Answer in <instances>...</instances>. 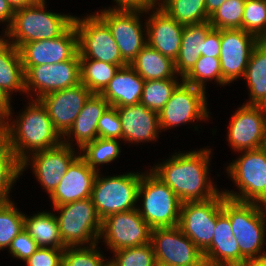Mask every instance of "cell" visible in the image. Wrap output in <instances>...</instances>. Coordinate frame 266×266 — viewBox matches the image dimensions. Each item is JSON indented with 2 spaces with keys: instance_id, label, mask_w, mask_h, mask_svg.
Returning <instances> with one entry per match:
<instances>
[{
  "instance_id": "55",
  "label": "cell",
  "mask_w": 266,
  "mask_h": 266,
  "mask_svg": "<svg viewBox=\"0 0 266 266\" xmlns=\"http://www.w3.org/2000/svg\"><path fill=\"white\" fill-rule=\"evenodd\" d=\"M202 266H220V265H210V264L204 263Z\"/></svg>"
},
{
  "instance_id": "7",
  "label": "cell",
  "mask_w": 266,
  "mask_h": 266,
  "mask_svg": "<svg viewBox=\"0 0 266 266\" xmlns=\"http://www.w3.org/2000/svg\"><path fill=\"white\" fill-rule=\"evenodd\" d=\"M60 212L57 217L62 242L66 247L89 246L98 243L102 219L91 198L54 206Z\"/></svg>"
},
{
  "instance_id": "32",
  "label": "cell",
  "mask_w": 266,
  "mask_h": 266,
  "mask_svg": "<svg viewBox=\"0 0 266 266\" xmlns=\"http://www.w3.org/2000/svg\"><path fill=\"white\" fill-rule=\"evenodd\" d=\"M119 66L93 59H80V82L92 93L100 94L113 79Z\"/></svg>"
},
{
  "instance_id": "26",
  "label": "cell",
  "mask_w": 266,
  "mask_h": 266,
  "mask_svg": "<svg viewBox=\"0 0 266 266\" xmlns=\"http://www.w3.org/2000/svg\"><path fill=\"white\" fill-rule=\"evenodd\" d=\"M109 106L101 94L92 93L85 101L72 127L64 136L70 137L71 133L74 134L79 149H82L87 143L93 142L98 138V120Z\"/></svg>"
},
{
  "instance_id": "39",
  "label": "cell",
  "mask_w": 266,
  "mask_h": 266,
  "mask_svg": "<svg viewBox=\"0 0 266 266\" xmlns=\"http://www.w3.org/2000/svg\"><path fill=\"white\" fill-rule=\"evenodd\" d=\"M246 0H226L213 14L209 23L214 29H242Z\"/></svg>"
},
{
  "instance_id": "17",
  "label": "cell",
  "mask_w": 266,
  "mask_h": 266,
  "mask_svg": "<svg viewBox=\"0 0 266 266\" xmlns=\"http://www.w3.org/2000/svg\"><path fill=\"white\" fill-rule=\"evenodd\" d=\"M229 144L234 150L258 149L266 143V111L261 105H243L232 116Z\"/></svg>"
},
{
  "instance_id": "4",
  "label": "cell",
  "mask_w": 266,
  "mask_h": 266,
  "mask_svg": "<svg viewBox=\"0 0 266 266\" xmlns=\"http://www.w3.org/2000/svg\"><path fill=\"white\" fill-rule=\"evenodd\" d=\"M222 210L230 219L240 249V266L248 260L265 257L266 252L261 250L266 231L262 204L229 199L223 193Z\"/></svg>"
},
{
  "instance_id": "6",
  "label": "cell",
  "mask_w": 266,
  "mask_h": 266,
  "mask_svg": "<svg viewBox=\"0 0 266 266\" xmlns=\"http://www.w3.org/2000/svg\"><path fill=\"white\" fill-rule=\"evenodd\" d=\"M244 152L242 157L227 167V172L237 184L240 194L232 191L223 193L229 199L259 203L266 207V147Z\"/></svg>"
},
{
  "instance_id": "19",
  "label": "cell",
  "mask_w": 266,
  "mask_h": 266,
  "mask_svg": "<svg viewBox=\"0 0 266 266\" xmlns=\"http://www.w3.org/2000/svg\"><path fill=\"white\" fill-rule=\"evenodd\" d=\"M23 65L56 64L72 59L78 52V32L73 24L58 38L38 40L19 48Z\"/></svg>"
},
{
  "instance_id": "10",
  "label": "cell",
  "mask_w": 266,
  "mask_h": 266,
  "mask_svg": "<svg viewBox=\"0 0 266 266\" xmlns=\"http://www.w3.org/2000/svg\"><path fill=\"white\" fill-rule=\"evenodd\" d=\"M150 242L157 266H202V252L179 226L151 230Z\"/></svg>"
},
{
  "instance_id": "51",
  "label": "cell",
  "mask_w": 266,
  "mask_h": 266,
  "mask_svg": "<svg viewBox=\"0 0 266 266\" xmlns=\"http://www.w3.org/2000/svg\"><path fill=\"white\" fill-rule=\"evenodd\" d=\"M14 9L25 7L36 3L38 0H7Z\"/></svg>"
},
{
  "instance_id": "46",
  "label": "cell",
  "mask_w": 266,
  "mask_h": 266,
  "mask_svg": "<svg viewBox=\"0 0 266 266\" xmlns=\"http://www.w3.org/2000/svg\"><path fill=\"white\" fill-rule=\"evenodd\" d=\"M220 46V29L211 28L205 36V42L203 43V56L219 58L221 51Z\"/></svg>"
},
{
  "instance_id": "3",
  "label": "cell",
  "mask_w": 266,
  "mask_h": 266,
  "mask_svg": "<svg viewBox=\"0 0 266 266\" xmlns=\"http://www.w3.org/2000/svg\"><path fill=\"white\" fill-rule=\"evenodd\" d=\"M74 16L62 15L45 10V0L17 8L5 35L16 48L38 40L58 38L73 24Z\"/></svg>"
},
{
  "instance_id": "45",
  "label": "cell",
  "mask_w": 266,
  "mask_h": 266,
  "mask_svg": "<svg viewBox=\"0 0 266 266\" xmlns=\"http://www.w3.org/2000/svg\"><path fill=\"white\" fill-rule=\"evenodd\" d=\"M38 248L36 241L24 229L11 241L9 251L14 257L25 261Z\"/></svg>"
},
{
  "instance_id": "36",
  "label": "cell",
  "mask_w": 266,
  "mask_h": 266,
  "mask_svg": "<svg viewBox=\"0 0 266 266\" xmlns=\"http://www.w3.org/2000/svg\"><path fill=\"white\" fill-rule=\"evenodd\" d=\"M216 80L220 85L228 84L222 76L219 58L200 56L192 69L182 78L185 83L205 90V81Z\"/></svg>"
},
{
  "instance_id": "31",
  "label": "cell",
  "mask_w": 266,
  "mask_h": 266,
  "mask_svg": "<svg viewBox=\"0 0 266 266\" xmlns=\"http://www.w3.org/2000/svg\"><path fill=\"white\" fill-rule=\"evenodd\" d=\"M243 77L250 90L247 105H261L266 100V40L254 48Z\"/></svg>"
},
{
  "instance_id": "23",
  "label": "cell",
  "mask_w": 266,
  "mask_h": 266,
  "mask_svg": "<svg viewBox=\"0 0 266 266\" xmlns=\"http://www.w3.org/2000/svg\"><path fill=\"white\" fill-rule=\"evenodd\" d=\"M122 125V139L129 142H146L157 139L159 115L141 102L116 107Z\"/></svg>"
},
{
  "instance_id": "21",
  "label": "cell",
  "mask_w": 266,
  "mask_h": 266,
  "mask_svg": "<svg viewBox=\"0 0 266 266\" xmlns=\"http://www.w3.org/2000/svg\"><path fill=\"white\" fill-rule=\"evenodd\" d=\"M98 171L88 166L85 159L78 157L70 164L66 173L50 198L54 206L91 198V192Z\"/></svg>"
},
{
  "instance_id": "12",
  "label": "cell",
  "mask_w": 266,
  "mask_h": 266,
  "mask_svg": "<svg viewBox=\"0 0 266 266\" xmlns=\"http://www.w3.org/2000/svg\"><path fill=\"white\" fill-rule=\"evenodd\" d=\"M26 93L37 90L38 98L80 84L79 52L70 60L56 64L23 65Z\"/></svg>"
},
{
  "instance_id": "52",
  "label": "cell",
  "mask_w": 266,
  "mask_h": 266,
  "mask_svg": "<svg viewBox=\"0 0 266 266\" xmlns=\"http://www.w3.org/2000/svg\"><path fill=\"white\" fill-rule=\"evenodd\" d=\"M242 266H266V256L262 258L248 260Z\"/></svg>"
},
{
  "instance_id": "18",
  "label": "cell",
  "mask_w": 266,
  "mask_h": 266,
  "mask_svg": "<svg viewBox=\"0 0 266 266\" xmlns=\"http://www.w3.org/2000/svg\"><path fill=\"white\" fill-rule=\"evenodd\" d=\"M92 92L82 83L49 93L38 99L45 107L54 128L64 137Z\"/></svg>"
},
{
  "instance_id": "11",
  "label": "cell",
  "mask_w": 266,
  "mask_h": 266,
  "mask_svg": "<svg viewBox=\"0 0 266 266\" xmlns=\"http://www.w3.org/2000/svg\"><path fill=\"white\" fill-rule=\"evenodd\" d=\"M222 204L223 192L207 201L181 204L178 226L202 253L211 245Z\"/></svg>"
},
{
  "instance_id": "24",
  "label": "cell",
  "mask_w": 266,
  "mask_h": 266,
  "mask_svg": "<svg viewBox=\"0 0 266 266\" xmlns=\"http://www.w3.org/2000/svg\"><path fill=\"white\" fill-rule=\"evenodd\" d=\"M202 254L204 262L210 265L240 266V249L230 219L222 209L217 213L211 245Z\"/></svg>"
},
{
  "instance_id": "41",
  "label": "cell",
  "mask_w": 266,
  "mask_h": 266,
  "mask_svg": "<svg viewBox=\"0 0 266 266\" xmlns=\"http://www.w3.org/2000/svg\"><path fill=\"white\" fill-rule=\"evenodd\" d=\"M242 29L266 40V0H246Z\"/></svg>"
},
{
  "instance_id": "30",
  "label": "cell",
  "mask_w": 266,
  "mask_h": 266,
  "mask_svg": "<svg viewBox=\"0 0 266 266\" xmlns=\"http://www.w3.org/2000/svg\"><path fill=\"white\" fill-rule=\"evenodd\" d=\"M24 228L36 241L38 247L65 249L60 235L57 216L41 212L32 217H24Z\"/></svg>"
},
{
  "instance_id": "33",
  "label": "cell",
  "mask_w": 266,
  "mask_h": 266,
  "mask_svg": "<svg viewBox=\"0 0 266 266\" xmlns=\"http://www.w3.org/2000/svg\"><path fill=\"white\" fill-rule=\"evenodd\" d=\"M160 7L182 25L209 21L205 0H163Z\"/></svg>"
},
{
  "instance_id": "22",
  "label": "cell",
  "mask_w": 266,
  "mask_h": 266,
  "mask_svg": "<svg viewBox=\"0 0 266 266\" xmlns=\"http://www.w3.org/2000/svg\"><path fill=\"white\" fill-rule=\"evenodd\" d=\"M146 24L147 44L175 61L181 47L184 25L176 22L160 6L153 11Z\"/></svg>"
},
{
  "instance_id": "16",
  "label": "cell",
  "mask_w": 266,
  "mask_h": 266,
  "mask_svg": "<svg viewBox=\"0 0 266 266\" xmlns=\"http://www.w3.org/2000/svg\"><path fill=\"white\" fill-rule=\"evenodd\" d=\"M143 11L105 9L97 14L109 27L122 58L128 63L147 45L139 19ZM139 15V16H138Z\"/></svg>"
},
{
  "instance_id": "43",
  "label": "cell",
  "mask_w": 266,
  "mask_h": 266,
  "mask_svg": "<svg viewBox=\"0 0 266 266\" xmlns=\"http://www.w3.org/2000/svg\"><path fill=\"white\" fill-rule=\"evenodd\" d=\"M98 137L122 139V125L117 108L109 106L98 120Z\"/></svg>"
},
{
  "instance_id": "48",
  "label": "cell",
  "mask_w": 266,
  "mask_h": 266,
  "mask_svg": "<svg viewBox=\"0 0 266 266\" xmlns=\"http://www.w3.org/2000/svg\"><path fill=\"white\" fill-rule=\"evenodd\" d=\"M15 13V9L7 0H0V22H8L9 25L13 20V15Z\"/></svg>"
},
{
  "instance_id": "34",
  "label": "cell",
  "mask_w": 266,
  "mask_h": 266,
  "mask_svg": "<svg viewBox=\"0 0 266 266\" xmlns=\"http://www.w3.org/2000/svg\"><path fill=\"white\" fill-rule=\"evenodd\" d=\"M21 163L17 160L8 140L0 137V204L9 201V190L21 174Z\"/></svg>"
},
{
  "instance_id": "47",
  "label": "cell",
  "mask_w": 266,
  "mask_h": 266,
  "mask_svg": "<svg viewBox=\"0 0 266 266\" xmlns=\"http://www.w3.org/2000/svg\"><path fill=\"white\" fill-rule=\"evenodd\" d=\"M118 7L110 10L144 11L149 12L155 4L151 0H114Z\"/></svg>"
},
{
  "instance_id": "14",
  "label": "cell",
  "mask_w": 266,
  "mask_h": 266,
  "mask_svg": "<svg viewBox=\"0 0 266 266\" xmlns=\"http://www.w3.org/2000/svg\"><path fill=\"white\" fill-rule=\"evenodd\" d=\"M181 81L182 83L176 87L169 101L158 113L160 129L209 118L204 89Z\"/></svg>"
},
{
  "instance_id": "8",
  "label": "cell",
  "mask_w": 266,
  "mask_h": 266,
  "mask_svg": "<svg viewBox=\"0 0 266 266\" xmlns=\"http://www.w3.org/2000/svg\"><path fill=\"white\" fill-rule=\"evenodd\" d=\"M140 173H128L112 177H100L97 173L91 200L99 217L103 220L113 213H120L137 208L138 186Z\"/></svg>"
},
{
  "instance_id": "35",
  "label": "cell",
  "mask_w": 266,
  "mask_h": 266,
  "mask_svg": "<svg viewBox=\"0 0 266 266\" xmlns=\"http://www.w3.org/2000/svg\"><path fill=\"white\" fill-rule=\"evenodd\" d=\"M177 79L146 80L140 102L159 113L179 85Z\"/></svg>"
},
{
  "instance_id": "13",
  "label": "cell",
  "mask_w": 266,
  "mask_h": 266,
  "mask_svg": "<svg viewBox=\"0 0 266 266\" xmlns=\"http://www.w3.org/2000/svg\"><path fill=\"white\" fill-rule=\"evenodd\" d=\"M151 228L140 216L138 208L113 213L102 220L100 238L103 236L113 252L150 243Z\"/></svg>"
},
{
  "instance_id": "27",
  "label": "cell",
  "mask_w": 266,
  "mask_h": 266,
  "mask_svg": "<svg viewBox=\"0 0 266 266\" xmlns=\"http://www.w3.org/2000/svg\"><path fill=\"white\" fill-rule=\"evenodd\" d=\"M0 37V92L10 102V92L25 91V72L18 48Z\"/></svg>"
},
{
  "instance_id": "20",
  "label": "cell",
  "mask_w": 266,
  "mask_h": 266,
  "mask_svg": "<svg viewBox=\"0 0 266 266\" xmlns=\"http://www.w3.org/2000/svg\"><path fill=\"white\" fill-rule=\"evenodd\" d=\"M71 143L64 141L53 148L33 153L31 157L34 174L49 195L59 185L70 164L78 157Z\"/></svg>"
},
{
  "instance_id": "1",
  "label": "cell",
  "mask_w": 266,
  "mask_h": 266,
  "mask_svg": "<svg viewBox=\"0 0 266 266\" xmlns=\"http://www.w3.org/2000/svg\"><path fill=\"white\" fill-rule=\"evenodd\" d=\"M210 153L208 149L179 153L151 171L173 190L181 203L207 201L220 193L208 180Z\"/></svg>"
},
{
  "instance_id": "38",
  "label": "cell",
  "mask_w": 266,
  "mask_h": 266,
  "mask_svg": "<svg viewBox=\"0 0 266 266\" xmlns=\"http://www.w3.org/2000/svg\"><path fill=\"white\" fill-rule=\"evenodd\" d=\"M24 217L11 201L0 204V250L9 248L11 241L25 229Z\"/></svg>"
},
{
  "instance_id": "29",
  "label": "cell",
  "mask_w": 266,
  "mask_h": 266,
  "mask_svg": "<svg viewBox=\"0 0 266 266\" xmlns=\"http://www.w3.org/2000/svg\"><path fill=\"white\" fill-rule=\"evenodd\" d=\"M130 66L146 81L175 79L174 61L150 45H146L131 62Z\"/></svg>"
},
{
  "instance_id": "5",
  "label": "cell",
  "mask_w": 266,
  "mask_h": 266,
  "mask_svg": "<svg viewBox=\"0 0 266 266\" xmlns=\"http://www.w3.org/2000/svg\"><path fill=\"white\" fill-rule=\"evenodd\" d=\"M143 196L140 216L151 229L178 226L181 201L173 190L152 171L141 175L137 199Z\"/></svg>"
},
{
  "instance_id": "42",
  "label": "cell",
  "mask_w": 266,
  "mask_h": 266,
  "mask_svg": "<svg viewBox=\"0 0 266 266\" xmlns=\"http://www.w3.org/2000/svg\"><path fill=\"white\" fill-rule=\"evenodd\" d=\"M96 245L90 247H66L63 254V266H109V261L103 260L102 254L96 250Z\"/></svg>"
},
{
  "instance_id": "40",
  "label": "cell",
  "mask_w": 266,
  "mask_h": 266,
  "mask_svg": "<svg viewBox=\"0 0 266 266\" xmlns=\"http://www.w3.org/2000/svg\"><path fill=\"white\" fill-rule=\"evenodd\" d=\"M115 259L109 266H157L154 249L150 243L114 251Z\"/></svg>"
},
{
  "instance_id": "28",
  "label": "cell",
  "mask_w": 266,
  "mask_h": 266,
  "mask_svg": "<svg viewBox=\"0 0 266 266\" xmlns=\"http://www.w3.org/2000/svg\"><path fill=\"white\" fill-rule=\"evenodd\" d=\"M211 28L209 21L184 25L181 47L174 61L176 73H179L182 78L194 67L198 58L203 56V43Z\"/></svg>"
},
{
  "instance_id": "44",
  "label": "cell",
  "mask_w": 266,
  "mask_h": 266,
  "mask_svg": "<svg viewBox=\"0 0 266 266\" xmlns=\"http://www.w3.org/2000/svg\"><path fill=\"white\" fill-rule=\"evenodd\" d=\"M64 249L39 247L25 260L27 266H63Z\"/></svg>"
},
{
  "instance_id": "25",
  "label": "cell",
  "mask_w": 266,
  "mask_h": 266,
  "mask_svg": "<svg viewBox=\"0 0 266 266\" xmlns=\"http://www.w3.org/2000/svg\"><path fill=\"white\" fill-rule=\"evenodd\" d=\"M145 80L129 65L119 68L113 79L100 93L113 107L139 103Z\"/></svg>"
},
{
  "instance_id": "54",
  "label": "cell",
  "mask_w": 266,
  "mask_h": 266,
  "mask_svg": "<svg viewBox=\"0 0 266 266\" xmlns=\"http://www.w3.org/2000/svg\"><path fill=\"white\" fill-rule=\"evenodd\" d=\"M261 106H262L263 109L266 111V100L261 104Z\"/></svg>"
},
{
  "instance_id": "37",
  "label": "cell",
  "mask_w": 266,
  "mask_h": 266,
  "mask_svg": "<svg viewBox=\"0 0 266 266\" xmlns=\"http://www.w3.org/2000/svg\"><path fill=\"white\" fill-rule=\"evenodd\" d=\"M81 155L89 167L97 170L96 165L105 164L115 160L120 154V146L117 139L96 138L93 142L87 143L81 149Z\"/></svg>"
},
{
  "instance_id": "15",
  "label": "cell",
  "mask_w": 266,
  "mask_h": 266,
  "mask_svg": "<svg viewBox=\"0 0 266 266\" xmlns=\"http://www.w3.org/2000/svg\"><path fill=\"white\" fill-rule=\"evenodd\" d=\"M220 40L221 72L229 84L244 76L251 54L261 40L243 29H220Z\"/></svg>"
},
{
  "instance_id": "49",
  "label": "cell",
  "mask_w": 266,
  "mask_h": 266,
  "mask_svg": "<svg viewBox=\"0 0 266 266\" xmlns=\"http://www.w3.org/2000/svg\"><path fill=\"white\" fill-rule=\"evenodd\" d=\"M11 109L10 102L0 92V116L3 118V120H9V116H11L12 113Z\"/></svg>"
},
{
  "instance_id": "53",
  "label": "cell",
  "mask_w": 266,
  "mask_h": 266,
  "mask_svg": "<svg viewBox=\"0 0 266 266\" xmlns=\"http://www.w3.org/2000/svg\"><path fill=\"white\" fill-rule=\"evenodd\" d=\"M3 118L0 116V137L3 135Z\"/></svg>"
},
{
  "instance_id": "2",
  "label": "cell",
  "mask_w": 266,
  "mask_h": 266,
  "mask_svg": "<svg viewBox=\"0 0 266 266\" xmlns=\"http://www.w3.org/2000/svg\"><path fill=\"white\" fill-rule=\"evenodd\" d=\"M18 119L11 124L3 121V136L8 140L23 171L30 160L27 150L35 153L58 146L63 141L39 100H32Z\"/></svg>"
},
{
  "instance_id": "9",
  "label": "cell",
  "mask_w": 266,
  "mask_h": 266,
  "mask_svg": "<svg viewBox=\"0 0 266 266\" xmlns=\"http://www.w3.org/2000/svg\"><path fill=\"white\" fill-rule=\"evenodd\" d=\"M78 32L80 59H93L118 65H129L120 53L108 25L96 14L85 19L74 18Z\"/></svg>"
},
{
  "instance_id": "50",
  "label": "cell",
  "mask_w": 266,
  "mask_h": 266,
  "mask_svg": "<svg viewBox=\"0 0 266 266\" xmlns=\"http://www.w3.org/2000/svg\"><path fill=\"white\" fill-rule=\"evenodd\" d=\"M226 0H205L207 15L213 14Z\"/></svg>"
}]
</instances>
